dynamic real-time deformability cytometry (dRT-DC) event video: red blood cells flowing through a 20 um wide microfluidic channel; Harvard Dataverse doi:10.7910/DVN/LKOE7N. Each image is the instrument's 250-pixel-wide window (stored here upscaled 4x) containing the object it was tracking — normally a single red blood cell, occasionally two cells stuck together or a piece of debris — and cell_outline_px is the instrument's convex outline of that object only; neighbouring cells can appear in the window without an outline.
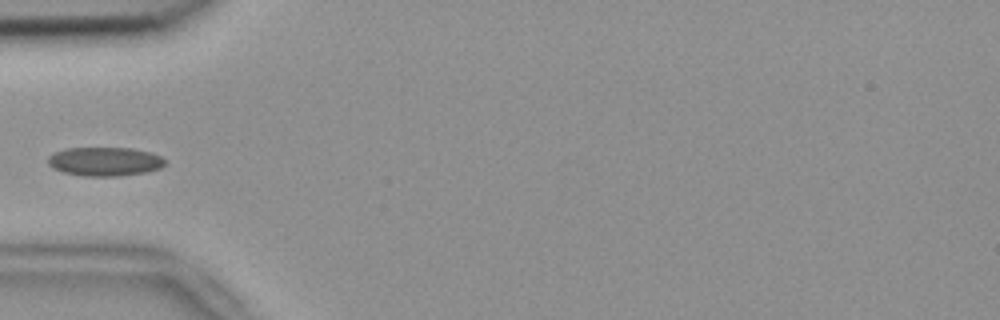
{"species": "common noctule bat (a hibernating species)", "species_latin": "Nyctalus noctula", "temperature_condition": "room temperature", "stored_images_in_passage": 16, "camera_frame_rate_fps": 3000, "um_per_image_px": 0.085, "animal": {"sex": "female", "body_mass_g": 18.4}, "frame": {"image": 1, "passage_image": 1, "time_ms": 0.0, "image_size_px": [1000, 320], "cell_outline_px": [[164, 164], [160, 168], [144, 172], [120, 176], [84, 176], [64, 172], [52, 168], [48, 164], [48, 156], [52, 152], [64, 148], [132, 148], [152, 152], [160, 156], [164, 160]], "centroid_in_image_um": [8.86, 13.72], "position_along_channel_um": 76.1, "area_um2": 19.77}}